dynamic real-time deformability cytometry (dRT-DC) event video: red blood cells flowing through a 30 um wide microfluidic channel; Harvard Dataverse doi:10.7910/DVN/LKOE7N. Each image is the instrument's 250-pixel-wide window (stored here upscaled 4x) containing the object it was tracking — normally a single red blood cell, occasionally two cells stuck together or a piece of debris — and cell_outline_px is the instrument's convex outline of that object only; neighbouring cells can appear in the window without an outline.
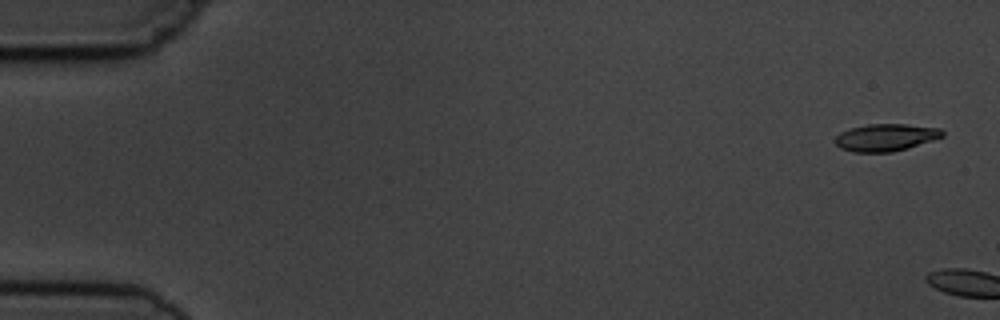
{"species": "common noctule bat (a hibernating species)", "species_latin": "Nyctalus noctula", "temperature_condition": "cold", "stored_images_in_passage": 3, "camera_frame_rate_fps": 3000, "um_per_image_px": 0.085, "animal": {"sex": "male", "body_mass_g": 19.5, "forearm_length_mm": 54.6}, "frame": {"image": 1, "passage_image": 1, "time_ms": 0.0, "image_size_px": [1000, 320], "cell_outline_px": [[944, 136], [908, 148], [892, 152], [852, 152], [840, 148], [836, 144], [836, 136], [840, 132], [852, 128], [868, 124], [904, 124], [940, 128], [944, 132]], "centroid_in_image_um": [75.29, 11.68], "position_along_channel_um": 9.7, "area_um2": 16.94}}